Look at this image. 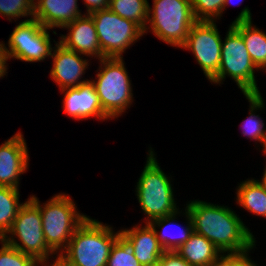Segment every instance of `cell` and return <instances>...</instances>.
<instances>
[{
  "label": "cell",
  "mask_w": 266,
  "mask_h": 266,
  "mask_svg": "<svg viewBox=\"0 0 266 266\" xmlns=\"http://www.w3.org/2000/svg\"><path fill=\"white\" fill-rule=\"evenodd\" d=\"M186 209L194 232L211 241L221 253H244L254 247V236L230 208L195 200Z\"/></svg>",
  "instance_id": "6da1fadb"
},
{
  "label": "cell",
  "mask_w": 266,
  "mask_h": 266,
  "mask_svg": "<svg viewBox=\"0 0 266 266\" xmlns=\"http://www.w3.org/2000/svg\"><path fill=\"white\" fill-rule=\"evenodd\" d=\"M113 232L112 227L88 216L61 255L71 266H107L111 247L120 233Z\"/></svg>",
  "instance_id": "7a4b0ae2"
},
{
  "label": "cell",
  "mask_w": 266,
  "mask_h": 266,
  "mask_svg": "<svg viewBox=\"0 0 266 266\" xmlns=\"http://www.w3.org/2000/svg\"><path fill=\"white\" fill-rule=\"evenodd\" d=\"M30 199L40 209L42 229L47 246L54 253L61 250L60 254H62L72 235L86 220L87 216L77 212L75 203L66 194L55 195L43 207L35 196H30Z\"/></svg>",
  "instance_id": "3957f363"
},
{
  "label": "cell",
  "mask_w": 266,
  "mask_h": 266,
  "mask_svg": "<svg viewBox=\"0 0 266 266\" xmlns=\"http://www.w3.org/2000/svg\"><path fill=\"white\" fill-rule=\"evenodd\" d=\"M153 2V9L148 6L147 19L152 32L163 42L181 48L191 27L197 22L190 0H153Z\"/></svg>",
  "instance_id": "277c9868"
},
{
  "label": "cell",
  "mask_w": 266,
  "mask_h": 266,
  "mask_svg": "<svg viewBox=\"0 0 266 266\" xmlns=\"http://www.w3.org/2000/svg\"><path fill=\"white\" fill-rule=\"evenodd\" d=\"M97 81L91 83L99 97L103 112L117 118L132 103V88L122 58L100 59ZM103 68V69H101Z\"/></svg>",
  "instance_id": "5b68a950"
},
{
  "label": "cell",
  "mask_w": 266,
  "mask_h": 266,
  "mask_svg": "<svg viewBox=\"0 0 266 266\" xmlns=\"http://www.w3.org/2000/svg\"><path fill=\"white\" fill-rule=\"evenodd\" d=\"M137 183V199L150 221L179 212L173 196L170 179L159 167L152 149Z\"/></svg>",
  "instance_id": "8992f818"
},
{
  "label": "cell",
  "mask_w": 266,
  "mask_h": 266,
  "mask_svg": "<svg viewBox=\"0 0 266 266\" xmlns=\"http://www.w3.org/2000/svg\"><path fill=\"white\" fill-rule=\"evenodd\" d=\"M224 41L218 73L210 81L221 83L225 75H228L235 80L244 95L260 94L254 76V68H258L252 61L242 36L230 25Z\"/></svg>",
  "instance_id": "52a82bcc"
},
{
  "label": "cell",
  "mask_w": 266,
  "mask_h": 266,
  "mask_svg": "<svg viewBox=\"0 0 266 266\" xmlns=\"http://www.w3.org/2000/svg\"><path fill=\"white\" fill-rule=\"evenodd\" d=\"M18 237L19 244L13 236L5 235L3 240L8 245L32 256L35 260L46 259L54 252L47 246L42 229V219L39 207L28 198L20 207L7 234Z\"/></svg>",
  "instance_id": "ba28073f"
},
{
  "label": "cell",
  "mask_w": 266,
  "mask_h": 266,
  "mask_svg": "<svg viewBox=\"0 0 266 266\" xmlns=\"http://www.w3.org/2000/svg\"><path fill=\"white\" fill-rule=\"evenodd\" d=\"M95 24L100 49L105 58H123L122 53L139 40L144 30L132 20L103 9L89 14Z\"/></svg>",
  "instance_id": "9c48e42d"
},
{
  "label": "cell",
  "mask_w": 266,
  "mask_h": 266,
  "mask_svg": "<svg viewBox=\"0 0 266 266\" xmlns=\"http://www.w3.org/2000/svg\"><path fill=\"white\" fill-rule=\"evenodd\" d=\"M48 29L34 18L20 22L9 37V49L3 44L8 59L14 57L25 62H40L51 56L53 48Z\"/></svg>",
  "instance_id": "30bf717a"
},
{
  "label": "cell",
  "mask_w": 266,
  "mask_h": 266,
  "mask_svg": "<svg viewBox=\"0 0 266 266\" xmlns=\"http://www.w3.org/2000/svg\"><path fill=\"white\" fill-rule=\"evenodd\" d=\"M182 48L193 52L209 80L218 73L222 54V40L214 21H197L191 27Z\"/></svg>",
  "instance_id": "8fae6325"
},
{
  "label": "cell",
  "mask_w": 266,
  "mask_h": 266,
  "mask_svg": "<svg viewBox=\"0 0 266 266\" xmlns=\"http://www.w3.org/2000/svg\"><path fill=\"white\" fill-rule=\"evenodd\" d=\"M29 154L21 133H17L0 146V186L17 188L19 176L28 167Z\"/></svg>",
  "instance_id": "7c38bea8"
},
{
  "label": "cell",
  "mask_w": 266,
  "mask_h": 266,
  "mask_svg": "<svg viewBox=\"0 0 266 266\" xmlns=\"http://www.w3.org/2000/svg\"><path fill=\"white\" fill-rule=\"evenodd\" d=\"M53 58V68L50 77L59 85L61 89L78 87L90 80H80L88 65V61L80 57L77 52L65 48L59 42L56 43Z\"/></svg>",
  "instance_id": "4fadbf2b"
},
{
  "label": "cell",
  "mask_w": 266,
  "mask_h": 266,
  "mask_svg": "<svg viewBox=\"0 0 266 266\" xmlns=\"http://www.w3.org/2000/svg\"><path fill=\"white\" fill-rule=\"evenodd\" d=\"M63 28H68V35H62L60 44L85 56L105 58L101 52L97 31L92 17L89 14L76 18L72 23Z\"/></svg>",
  "instance_id": "5bb4252c"
},
{
  "label": "cell",
  "mask_w": 266,
  "mask_h": 266,
  "mask_svg": "<svg viewBox=\"0 0 266 266\" xmlns=\"http://www.w3.org/2000/svg\"><path fill=\"white\" fill-rule=\"evenodd\" d=\"M63 108L64 112L75 119H86L97 117L99 119H109L103 112L99 97L91 81L79 85L78 87L65 88Z\"/></svg>",
  "instance_id": "9a60e30c"
},
{
  "label": "cell",
  "mask_w": 266,
  "mask_h": 266,
  "mask_svg": "<svg viewBox=\"0 0 266 266\" xmlns=\"http://www.w3.org/2000/svg\"><path fill=\"white\" fill-rule=\"evenodd\" d=\"M33 18L45 28H63L82 16L77 0H35Z\"/></svg>",
  "instance_id": "2e32d148"
},
{
  "label": "cell",
  "mask_w": 266,
  "mask_h": 266,
  "mask_svg": "<svg viewBox=\"0 0 266 266\" xmlns=\"http://www.w3.org/2000/svg\"><path fill=\"white\" fill-rule=\"evenodd\" d=\"M120 232L133 244L134 256L142 266L156 264L165 251L157 239L155 229L148 222L142 228L135 226Z\"/></svg>",
  "instance_id": "e0dca14e"
},
{
  "label": "cell",
  "mask_w": 266,
  "mask_h": 266,
  "mask_svg": "<svg viewBox=\"0 0 266 266\" xmlns=\"http://www.w3.org/2000/svg\"><path fill=\"white\" fill-rule=\"evenodd\" d=\"M251 19L250 10L245 7L231 26L242 36L255 66L264 70L266 68V34L253 27Z\"/></svg>",
  "instance_id": "ac0fdd59"
},
{
  "label": "cell",
  "mask_w": 266,
  "mask_h": 266,
  "mask_svg": "<svg viewBox=\"0 0 266 266\" xmlns=\"http://www.w3.org/2000/svg\"><path fill=\"white\" fill-rule=\"evenodd\" d=\"M176 252L192 266H208L221 253L211 241L196 232Z\"/></svg>",
  "instance_id": "d6986e66"
},
{
  "label": "cell",
  "mask_w": 266,
  "mask_h": 266,
  "mask_svg": "<svg viewBox=\"0 0 266 266\" xmlns=\"http://www.w3.org/2000/svg\"><path fill=\"white\" fill-rule=\"evenodd\" d=\"M185 212H186V217L188 218L189 226H186L183 229L181 228L179 224L172 223L178 212H175L168 216H164V217H160V218H156L151 221H148V223L155 229L157 239L165 251H176L181 245H183L185 242L189 240L191 234L194 232L193 222L186 208H185ZM156 225H158L159 228L163 230L162 234L158 233V231L156 230ZM172 225L173 226L176 225V227L180 228L179 229L180 231L178 232L177 235L173 234L172 236V234H170L168 228L172 227Z\"/></svg>",
  "instance_id": "ffe728a7"
},
{
  "label": "cell",
  "mask_w": 266,
  "mask_h": 266,
  "mask_svg": "<svg viewBox=\"0 0 266 266\" xmlns=\"http://www.w3.org/2000/svg\"><path fill=\"white\" fill-rule=\"evenodd\" d=\"M236 194L240 206L266 218V187L259 180L242 182Z\"/></svg>",
  "instance_id": "44dd1931"
},
{
  "label": "cell",
  "mask_w": 266,
  "mask_h": 266,
  "mask_svg": "<svg viewBox=\"0 0 266 266\" xmlns=\"http://www.w3.org/2000/svg\"><path fill=\"white\" fill-rule=\"evenodd\" d=\"M147 0H109V9L122 18L132 20L146 32L148 19Z\"/></svg>",
  "instance_id": "7402d4cb"
},
{
  "label": "cell",
  "mask_w": 266,
  "mask_h": 266,
  "mask_svg": "<svg viewBox=\"0 0 266 266\" xmlns=\"http://www.w3.org/2000/svg\"><path fill=\"white\" fill-rule=\"evenodd\" d=\"M22 205L19 189L0 186V239L7 235Z\"/></svg>",
  "instance_id": "603a6c76"
},
{
  "label": "cell",
  "mask_w": 266,
  "mask_h": 266,
  "mask_svg": "<svg viewBox=\"0 0 266 266\" xmlns=\"http://www.w3.org/2000/svg\"><path fill=\"white\" fill-rule=\"evenodd\" d=\"M245 97L250 102V115L243 123V135L248 136L250 139L258 140L263 146V151H266V130H263L264 123L259 115H254L255 109L259 110L264 107L261 94H245ZM253 113V114H252Z\"/></svg>",
  "instance_id": "cb8c5ba5"
},
{
  "label": "cell",
  "mask_w": 266,
  "mask_h": 266,
  "mask_svg": "<svg viewBox=\"0 0 266 266\" xmlns=\"http://www.w3.org/2000/svg\"><path fill=\"white\" fill-rule=\"evenodd\" d=\"M107 266H142L134 256L133 244L121 232L111 247Z\"/></svg>",
  "instance_id": "d4e9b609"
},
{
  "label": "cell",
  "mask_w": 266,
  "mask_h": 266,
  "mask_svg": "<svg viewBox=\"0 0 266 266\" xmlns=\"http://www.w3.org/2000/svg\"><path fill=\"white\" fill-rule=\"evenodd\" d=\"M225 0H190L197 21H214L223 13Z\"/></svg>",
  "instance_id": "484cf974"
},
{
  "label": "cell",
  "mask_w": 266,
  "mask_h": 266,
  "mask_svg": "<svg viewBox=\"0 0 266 266\" xmlns=\"http://www.w3.org/2000/svg\"><path fill=\"white\" fill-rule=\"evenodd\" d=\"M0 14L7 16L9 21L14 17H33L34 0H0Z\"/></svg>",
  "instance_id": "4316f807"
},
{
  "label": "cell",
  "mask_w": 266,
  "mask_h": 266,
  "mask_svg": "<svg viewBox=\"0 0 266 266\" xmlns=\"http://www.w3.org/2000/svg\"><path fill=\"white\" fill-rule=\"evenodd\" d=\"M0 266H35L36 260L1 240Z\"/></svg>",
  "instance_id": "83f0119b"
},
{
  "label": "cell",
  "mask_w": 266,
  "mask_h": 266,
  "mask_svg": "<svg viewBox=\"0 0 266 266\" xmlns=\"http://www.w3.org/2000/svg\"><path fill=\"white\" fill-rule=\"evenodd\" d=\"M163 266H192L188 264L176 251H164L159 260Z\"/></svg>",
  "instance_id": "f1b7e54d"
},
{
  "label": "cell",
  "mask_w": 266,
  "mask_h": 266,
  "mask_svg": "<svg viewBox=\"0 0 266 266\" xmlns=\"http://www.w3.org/2000/svg\"><path fill=\"white\" fill-rule=\"evenodd\" d=\"M84 3L87 7V14L109 8V0H84Z\"/></svg>",
  "instance_id": "f546056e"
},
{
  "label": "cell",
  "mask_w": 266,
  "mask_h": 266,
  "mask_svg": "<svg viewBox=\"0 0 266 266\" xmlns=\"http://www.w3.org/2000/svg\"><path fill=\"white\" fill-rule=\"evenodd\" d=\"M247 253H232V266H257L249 259Z\"/></svg>",
  "instance_id": "4dcf8cb0"
},
{
  "label": "cell",
  "mask_w": 266,
  "mask_h": 266,
  "mask_svg": "<svg viewBox=\"0 0 266 266\" xmlns=\"http://www.w3.org/2000/svg\"><path fill=\"white\" fill-rule=\"evenodd\" d=\"M220 257V258H219ZM208 266H232V253H228L224 256H218L210 265Z\"/></svg>",
  "instance_id": "1f68e13d"
},
{
  "label": "cell",
  "mask_w": 266,
  "mask_h": 266,
  "mask_svg": "<svg viewBox=\"0 0 266 266\" xmlns=\"http://www.w3.org/2000/svg\"><path fill=\"white\" fill-rule=\"evenodd\" d=\"M8 61L7 53L4 50L3 43L0 42V78L6 75L7 66L5 64Z\"/></svg>",
  "instance_id": "d6a6232c"
},
{
  "label": "cell",
  "mask_w": 266,
  "mask_h": 266,
  "mask_svg": "<svg viewBox=\"0 0 266 266\" xmlns=\"http://www.w3.org/2000/svg\"><path fill=\"white\" fill-rule=\"evenodd\" d=\"M57 255H58V257L56 258L55 262L52 265H50V266H67V260L61 254H57ZM48 259H49V257L46 258V259H38V260H36L35 266H38L37 264H39V263H40V265L47 264L48 263L47 262ZM45 266H49V265H45Z\"/></svg>",
  "instance_id": "836d02e7"
},
{
  "label": "cell",
  "mask_w": 266,
  "mask_h": 266,
  "mask_svg": "<svg viewBox=\"0 0 266 266\" xmlns=\"http://www.w3.org/2000/svg\"><path fill=\"white\" fill-rule=\"evenodd\" d=\"M263 152H264V154H266V151H263ZM260 182L266 187V167H265V171L263 174V178Z\"/></svg>",
  "instance_id": "e575fe53"
},
{
  "label": "cell",
  "mask_w": 266,
  "mask_h": 266,
  "mask_svg": "<svg viewBox=\"0 0 266 266\" xmlns=\"http://www.w3.org/2000/svg\"><path fill=\"white\" fill-rule=\"evenodd\" d=\"M229 3H231V0H225L224 1L223 10L226 8L227 4H229ZM238 4H240V3L238 2Z\"/></svg>",
  "instance_id": "d590c367"
},
{
  "label": "cell",
  "mask_w": 266,
  "mask_h": 266,
  "mask_svg": "<svg viewBox=\"0 0 266 266\" xmlns=\"http://www.w3.org/2000/svg\"><path fill=\"white\" fill-rule=\"evenodd\" d=\"M150 266H163V264L160 261H158L156 264H152Z\"/></svg>",
  "instance_id": "8d00e7d4"
}]
</instances>
